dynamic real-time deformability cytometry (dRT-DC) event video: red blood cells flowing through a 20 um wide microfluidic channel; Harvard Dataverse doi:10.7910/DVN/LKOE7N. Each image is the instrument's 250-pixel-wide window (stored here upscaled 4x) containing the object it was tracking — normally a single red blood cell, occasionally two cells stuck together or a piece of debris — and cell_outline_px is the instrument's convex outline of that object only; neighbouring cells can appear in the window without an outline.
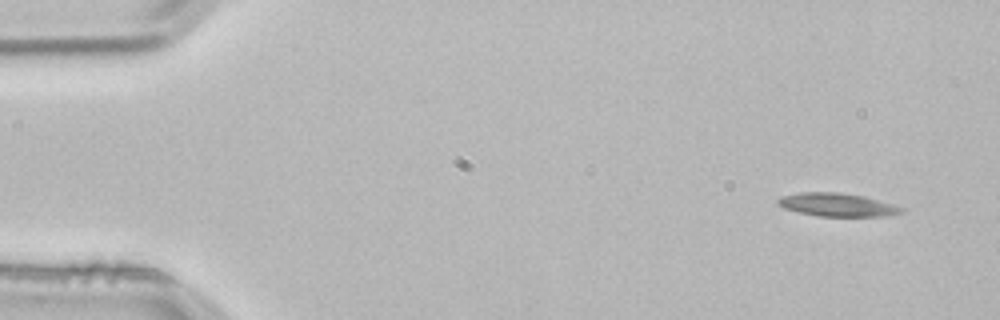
{"species": "common noctule bat (a hibernating species)", "species_latin": "Nyctalus noctula", "temperature_condition": "room temperature", "stored_images_in_passage": 3, "camera_frame_rate_fps": 3000, "um_per_image_px": 0.085, "animal": {"sex": "male", "body_mass_g": 21.5, "forearm_length_mm": 52.0}, "frame": {"image": 1, "passage_image": 1, "time_ms": 0.0, "image_size_px": [1000, 320], "cell_outline_px": [[904, 212], [888, 216], [816, 216], [784, 208], [776, 204], [776, 200], [780, 196], [800, 192], [840, 192], [864, 196], [892, 204], [904, 208]], "centroid_in_image_um": [71.14, 17.4], "position_along_channel_um": 13.9, "area_um2": 16.82}}
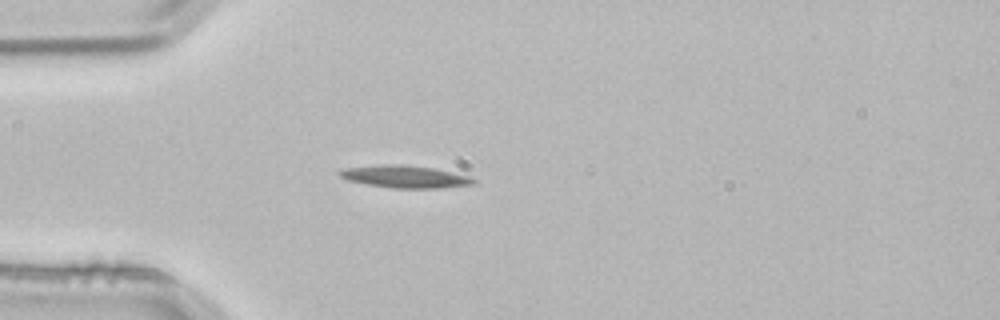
{"frame": {"image": 2, "passage_image": 3, "time_ms": 0.667, "image_size_px": [1000, 320], "cell_outline_px": [[476, 184], [440, 188], [392, 188], [368, 184], [348, 180], [340, 176], [336, 172], [344, 168], [384, 164], [400, 164], [432, 168], [468, 176], [476, 180]], "centroid_in_image_um": [34.41, 15.01], "position_along_channel_um": 50.6, "area_um2": 17.28}}